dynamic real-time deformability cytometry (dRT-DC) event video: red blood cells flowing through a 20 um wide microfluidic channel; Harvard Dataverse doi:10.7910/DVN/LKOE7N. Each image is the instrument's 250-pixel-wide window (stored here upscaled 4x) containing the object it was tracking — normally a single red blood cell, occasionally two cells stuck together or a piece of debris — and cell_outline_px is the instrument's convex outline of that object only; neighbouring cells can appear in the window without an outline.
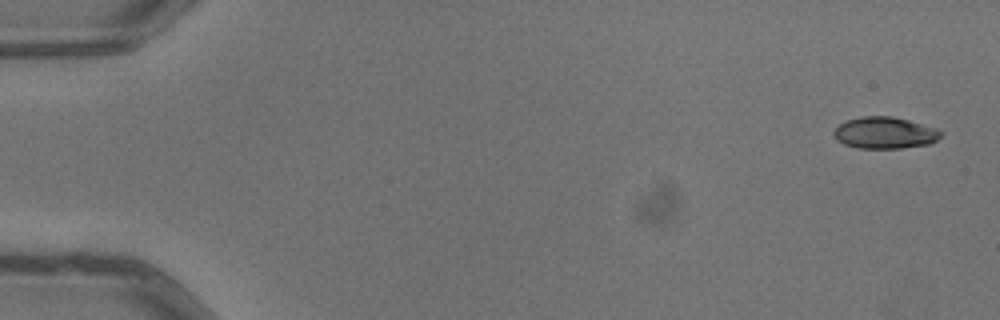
{"species": "common noctule bat (a hibernating species)", "species_latin": "Nyctalus noctula", "temperature_condition": "warm", "stored_images_in_passage": 7, "camera_frame_rate_fps": 3000, "um_per_image_px": 0.085, "animal": {"sex": "male", "body_mass_g": 13.3}, "frame": {"image": 1, "passage_image": 1, "time_ms": 0.0, "image_size_px": [1000, 320], "cell_outline_px": [[944, 132], [936, 140], [928, 144], [900, 148], [856, 148], [844, 144], [836, 140], [832, 132], [840, 124], [848, 120], [864, 116], [892, 116], [908, 120], [936, 128]], "centroid_in_image_um": [75.19, 11.29], "position_along_channel_um": 9.8, "area_um2": 19.65}}
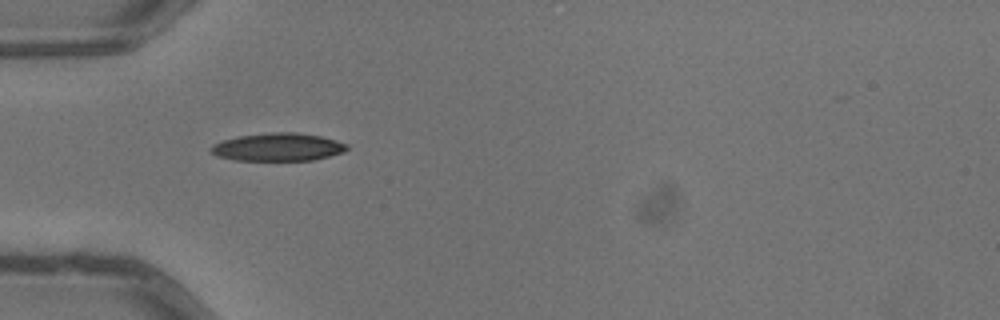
{"frame": {"image": 2, "passage_image": 5, "time_ms": 1.333, "image_size_px": [1000, 320], "cell_outline_px": [[348, 148], [344, 152], [312, 160], [236, 160], [216, 156], [208, 148], [212, 144], [224, 140], [240, 136], [272, 132], [296, 132], [320, 136], [348, 144]], "centroid_in_image_um": [23.61, 12.5], "position_along_channel_um": 61.4, "area_um2": 21.96}}
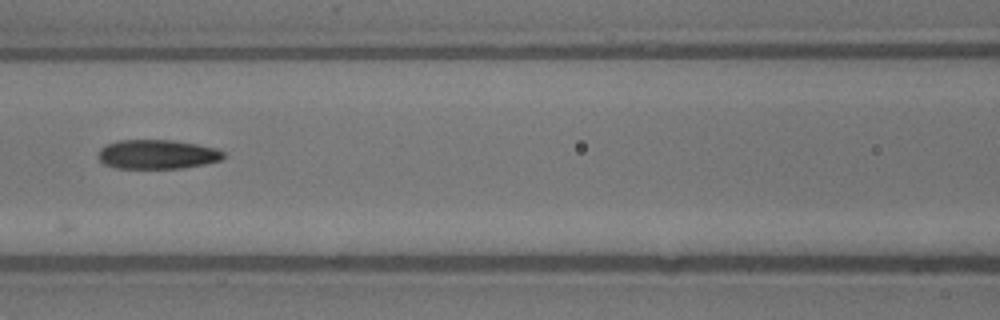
{"frame": {"image": 3, "passage_image": 7, "time_ms": 2.0, "image_size_px": [1000, 320], "cell_outline_px": [[224, 156], [220, 160], [204, 164], [184, 168], [116, 168], [104, 164], [96, 156], [100, 148], [108, 144], [120, 140], [172, 140], [196, 144], [216, 148], [224, 152]], "centroid_in_image_um": [13.34, 13.12], "position_along_channel_um": 153.3, "area_um2": 21.33}}